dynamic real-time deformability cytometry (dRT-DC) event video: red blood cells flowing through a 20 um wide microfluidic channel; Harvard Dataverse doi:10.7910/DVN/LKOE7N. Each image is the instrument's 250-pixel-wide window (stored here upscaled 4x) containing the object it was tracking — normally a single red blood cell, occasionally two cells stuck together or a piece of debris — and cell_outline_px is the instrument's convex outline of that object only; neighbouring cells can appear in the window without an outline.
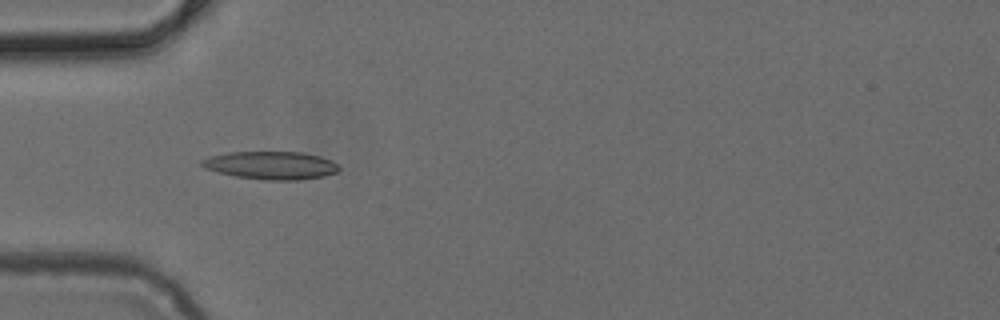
{"species": "common noctule bat (a hibernating species)", "species_latin": "Nyctalus noctula", "temperature_condition": "cold", "stored_images_in_passage": 6, "camera_frame_rate_fps": 3000, "um_per_image_px": 0.085, "animal": {"sex": "female", "body_mass_g": 24.6, "forearm_length_mm": 56.2}, "frame": {"image": 1, "passage_image": 5, "time_ms": 1.333, "image_size_px": [1000, 320], "cell_outline_px": [[340, 172], [324, 176], [296, 180], [264, 180], [236, 176], [216, 172], [204, 168], [200, 164], [200, 160], [208, 156], [228, 152], [304, 152], [320, 156], [332, 160], [340, 168]], "centroid_in_image_um": [23.03, 14.05], "position_along_channel_um": 62.0, "area_um2": 22.6}}
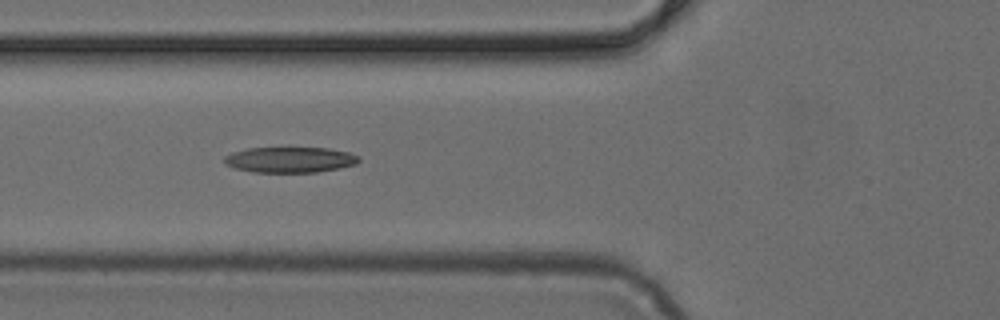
{"frame": {"image": 2, "passage_image": 6, "time_ms": 1.667, "image_size_px": [1000, 320], "cell_outline_px": [[360, 160], [356, 164], [340, 168], [316, 172], [252, 172], [236, 168], [224, 164], [224, 156], [232, 152], [248, 148], [288, 144], [328, 148], [348, 152], [360, 156]], "centroid_in_image_um": [24.64, 13.52], "position_along_channel_um": 101.2, "area_um2": 21.27}}